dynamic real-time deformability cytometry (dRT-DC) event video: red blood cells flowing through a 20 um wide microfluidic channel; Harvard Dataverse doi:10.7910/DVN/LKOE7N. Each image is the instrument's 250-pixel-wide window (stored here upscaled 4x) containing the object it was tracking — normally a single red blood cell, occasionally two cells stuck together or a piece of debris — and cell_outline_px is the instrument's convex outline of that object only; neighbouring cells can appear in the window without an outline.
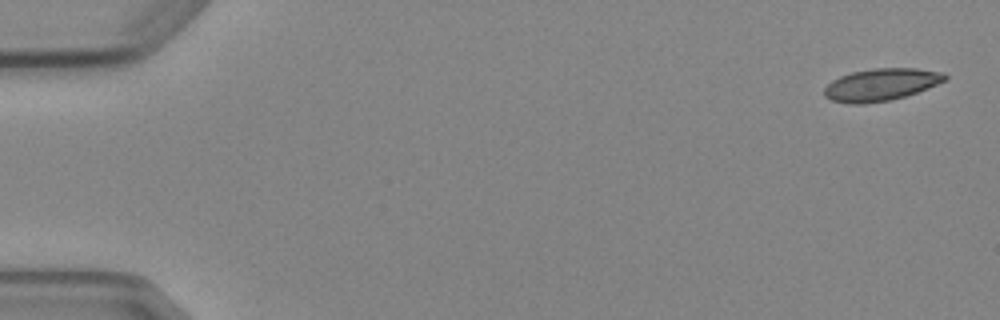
{"species": "Egyptian fruit bat (a non-hibernating species)", "species_latin": "Rousettus aegyptiacus", "temperature_condition": "cold", "stored_images_in_passage": 5, "camera_frame_rate_fps": 3000, "um_per_image_px": 0.085, "animal": {"sex": "female"}, "frame": {"image": 1, "passage_image": 1, "time_ms": 0.0, "image_size_px": [1000, 320], "cell_outline_px": [[948, 80], [928, 88], [904, 96], [888, 100], [860, 104], [852, 104], [832, 100], [824, 96], [824, 88], [832, 80], [840, 76], [852, 72], [872, 68], [916, 68], [944, 72], [948, 76]], "centroid_in_image_um": [74.91, 7.18], "position_along_channel_um": 10.1, "area_um2": 22.66}}
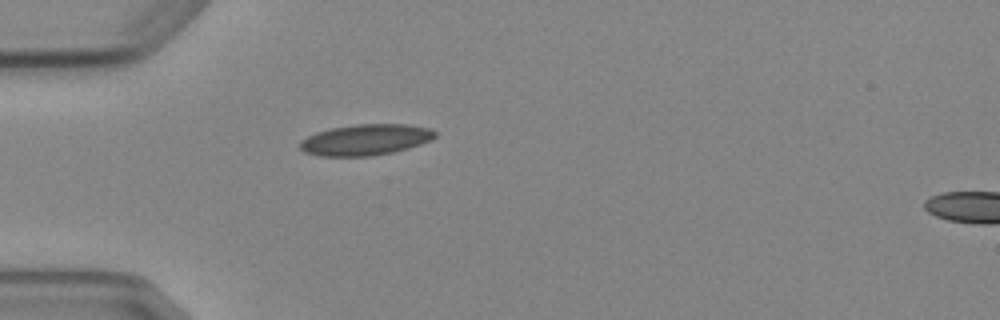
{"frame": {"image": 2, "passage_image": 5, "time_ms": 4.667, "image_size_px": [1000, 320], "cell_outline_px": [[436, 136], [432, 140], [408, 148], [392, 152], [372, 156], [320, 156], [304, 152], [300, 148], [300, 140], [316, 132], [332, 128], [356, 124], [408, 124], [428, 128], [436, 132]], "centroid_in_image_um": [31.07, 11.88], "position_along_channel_um": 53.9, "area_um2": 24.39}}